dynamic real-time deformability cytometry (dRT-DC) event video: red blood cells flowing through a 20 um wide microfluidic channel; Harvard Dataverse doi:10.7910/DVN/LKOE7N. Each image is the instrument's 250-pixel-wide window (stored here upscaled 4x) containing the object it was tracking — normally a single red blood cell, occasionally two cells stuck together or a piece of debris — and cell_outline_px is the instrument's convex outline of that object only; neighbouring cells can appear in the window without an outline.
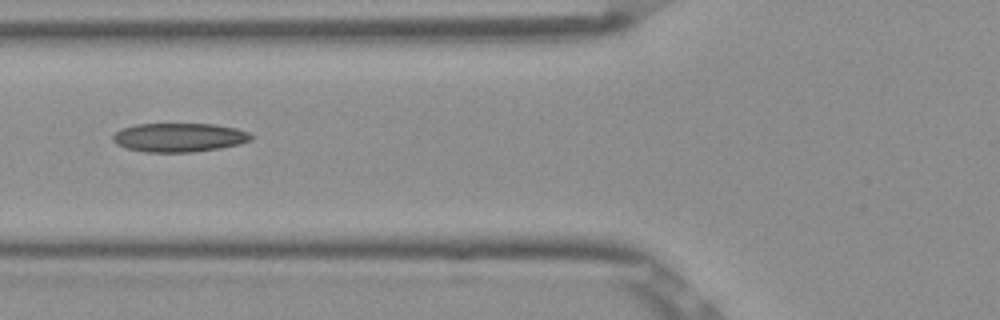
{"species": "Egyptian fruit bat (a non-hibernating species)", "species_latin": "Rousettus aegyptiacus", "temperature_condition": "room temperature", "stored_images_in_passage": 7, "camera_frame_rate_fps": 3000, "um_per_image_px": 0.085, "frame": {"image": 1, "passage_image": 6, "time_ms": 1.667, "image_size_px": [1000, 320], "cell_outline_px": [[252, 140], [240, 144], [220, 148], [192, 152], [144, 152], [128, 148], [116, 144], [112, 140], [112, 136], [120, 128], [136, 124], [216, 124], [236, 128], [248, 132], [252, 136]], "centroid_in_image_um": [15.22, 11.68], "position_along_channel_um": 110.6, "area_um2": 23.35}}
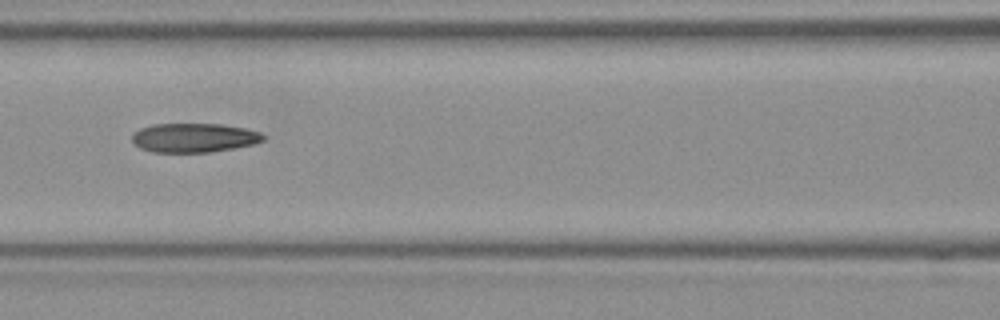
{"frame": {"image": 2, "passage_image": 7, "time_ms": 2.0, "image_size_px": [1000, 320], "cell_outline_px": [[264, 140], [252, 144], [212, 152], [152, 152], [140, 148], [132, 140], [132, 132], [140, 128], [152, 124], [220, 124], [244, 128], [260, 132], [264, 136]], "centroid_in_image_um": [16.45, 11.7], "position_along_channel_um": 150.2, "area_um2": 22.2}}